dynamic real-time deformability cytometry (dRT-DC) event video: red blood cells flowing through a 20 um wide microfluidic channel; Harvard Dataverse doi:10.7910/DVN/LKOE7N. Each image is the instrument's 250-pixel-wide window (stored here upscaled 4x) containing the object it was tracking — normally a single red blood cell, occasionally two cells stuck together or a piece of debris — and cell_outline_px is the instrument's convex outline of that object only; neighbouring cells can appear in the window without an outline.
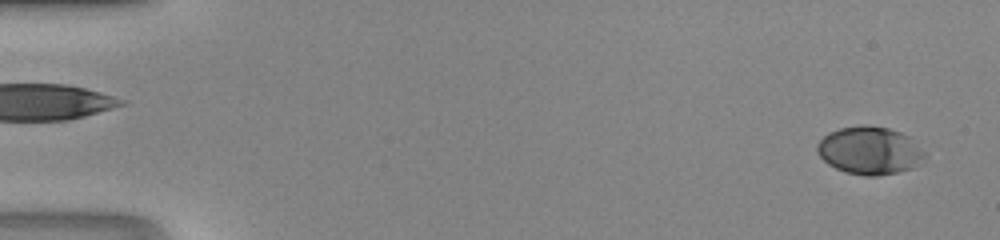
{"species": "human", "species_latin": "Homo sapiens", "temperature_condition": "room temperature", "stored_images_in_passage": 46, "camera_frame_rate_fps": 3000, "um_per_image_px": 0.085, "donor": {"sex": "male"}, "frame": {"image": 1, "passage_image": 2, "time_ms": 0.333, "image_size_px": [1000, 240], "cell_outline_px": [[924, 156], [912, 168], [896, 172], [876, 176], [864, 176], [844, 172], [828, 164], [816, 152], [816, 144], [828, 132], [840, 128], [864, 124], [888, 128], [900, 132], [908, 136], [924, 152]], "centroid_in_image_um": [73.85, 12.79], "position_along_channel_um": 11.1, "area_um2": 29.77}}
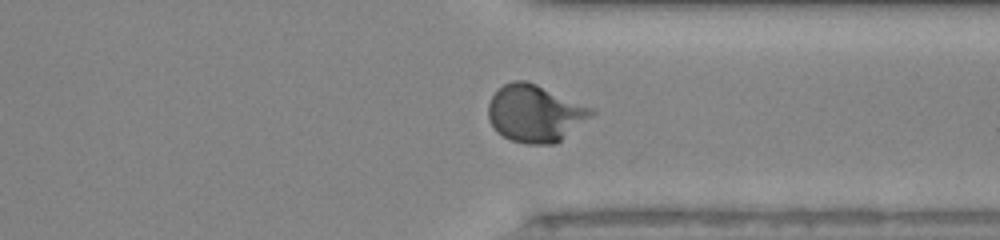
{"frame": {"image": 2, "passage_image": 37, "time_ms": 12.0, "image_size_px": [1000, 240], "cell_outline_px": [[596, 112], [592, 116], [556, 144], [528, 144], [512, 140], [496, 132], [488, 116], [488, 104], [492, 96], [504, 84], [512, 80], [524, 80], [536, 84], [592, 108]], "centroid_in_image_um": [45.47, 9.64], "position_along_channel_um": 365.9, "area_um2": 34.04}}
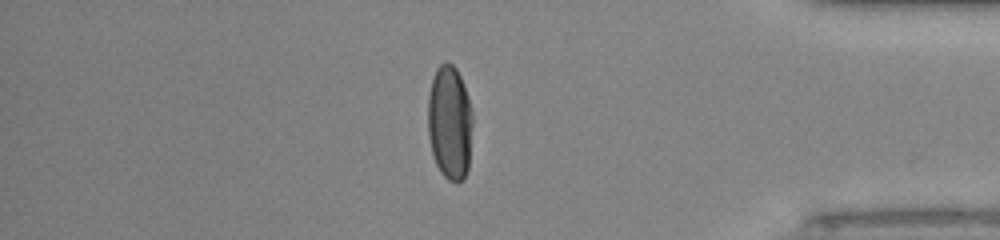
{"frame": {"image": 3, "passage_image": 41, "time_ms": 13.333, "image_size_px": [1000, 240], "cell_outline_px": [[472, 124], [468, 168], [464, 180], [456, 184], [448, 180], [440, 172], [432, 156], [428, 136], [428, 96], [432, 80], [436, 68], [444, 60], [448, 60], [456, 68], [460, 76], [472, 108]], "centroid_in_image_um": [38.22, 10.44], "position_along_channel_um": 397.0, "area_um2": 30.29}}